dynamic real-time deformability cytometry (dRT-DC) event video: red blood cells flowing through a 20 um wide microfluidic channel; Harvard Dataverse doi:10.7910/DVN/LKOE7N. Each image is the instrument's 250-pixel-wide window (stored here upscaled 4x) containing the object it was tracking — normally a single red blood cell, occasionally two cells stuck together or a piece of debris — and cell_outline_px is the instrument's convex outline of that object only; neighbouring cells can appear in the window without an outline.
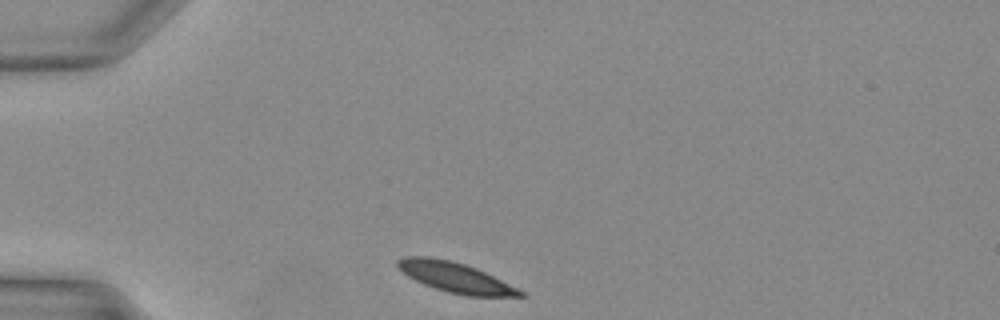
{"species": "Egyptian fruit bat (a non-hibernating species)", "species_latin": "Rousettus aegyptiacus", "temperature_condition": "warm", "stored_images_in_passage": 25, "camera_frame_rate_fps": 3000, "um_per_image_px": 0.085, "animal": {"sex": "female"}, "frame": {"image": 1, "passage_image": 1, "time_ms": 0.0, "image_size_px": [1000, 320], "cell_outline_px": [[524, 296], [468, 296], [448, 292], [424, 284], [408, 276], [396, 268], [396, 260], [404, 256], [428, 256], [448, 260], [464, 264], [476, 268], [524, 292]], "centroid_in_image_um": [38.62, 23.56], "position_along_channel_um": 46.4, "area_um2": 21.1}}
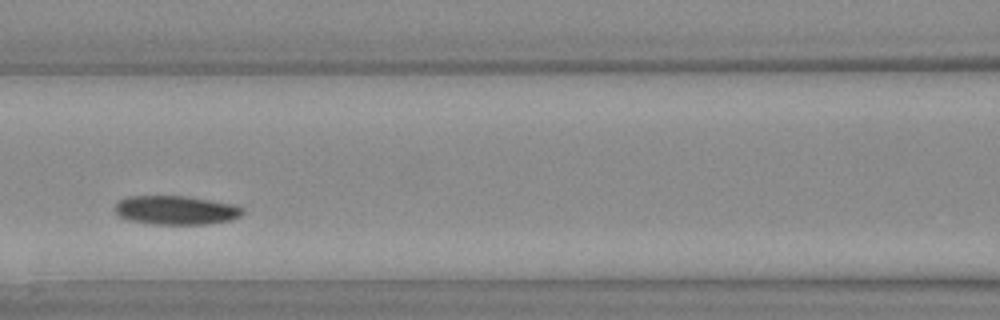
{"frame": {"image": 2, "passage_image": 9, "time_ms": 2.667, "image_size_px": [1000, 320], "cell_outline_px": [[244, 212], [240, 216], [228, 220], [208, 224], [152, 224], [128, 220], [116, 216], [112, 208], [120, 200], [128, 196], [188, 196], [236, 204], [244, 208]], "centroid_in_image_um": [14.92, 17.86], "position_along_channel_um": 151.7, "area_um2": 21.85}}
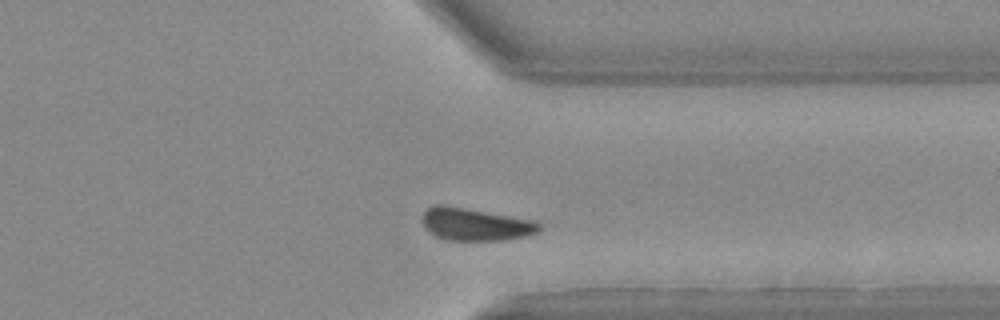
{"frame": {"image": 3, "passage_image": 22, "time_ms": 7.0, "image_size_px": [1000, 320], "cell_outline_px": [[540, 228], [536, 232], [524, 236], [504, 240], [444, 240], [436, 236], [424, 224], [424, 212], [428, 208], [436, 204], [444, 204], [536, 220], [540, 224]], "centroid_in_image_um": [40.44, 19.05], "position_along_channel_um": 371.0, "area_um2": 21.96}}